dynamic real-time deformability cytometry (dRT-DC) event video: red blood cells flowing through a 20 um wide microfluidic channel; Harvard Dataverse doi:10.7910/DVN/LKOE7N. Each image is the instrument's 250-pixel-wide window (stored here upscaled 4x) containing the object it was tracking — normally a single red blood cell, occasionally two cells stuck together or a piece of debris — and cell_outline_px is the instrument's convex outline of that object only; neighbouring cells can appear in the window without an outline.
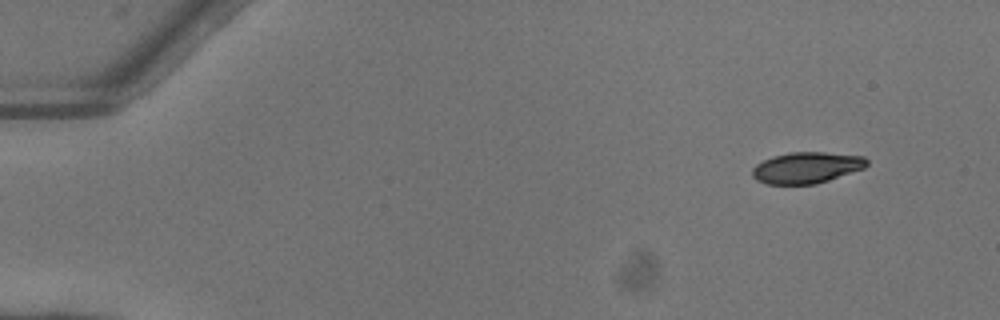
{"species": "common noctule bat (a hibernating species)", "species_latin": "Nyctalus noctula", "temperature_condition": "warm", "stored_images_in_passage": 47, "camera_frame_rate_fps": 3000, "um_per_image_px": 0.085, "animal": {"sex": "female"}, "frame": {"image": 1, "passage_image": 1, "time_ms": 0.0, "image_size_px": [1000, 320], "cell_outline_px": [[868, 164], [864, 168], [816, 184], [768, 184], [756, 180], [752, 176], [752, 168], [756, 164], [772, 156], [788, 152], [824, 152], [864, 156], [868, 160]], "centroid_in_image_um": [68.54, 14.24], "position_along_channel_um": 16.5, "area_um2": 20.87}}
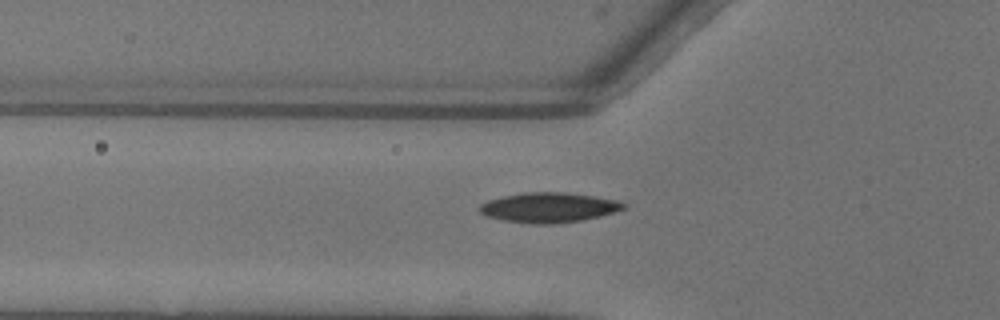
{"frame": {"image": 2, "passage_image": 15, "time_ms": 4.667, "image_size_px": [1000, 320], "cell_outline_px": [[628, 208], [616, 212], [600, 216], [580, 220], [544, 224], [540, 224], [504, 220], [484, 216], [476, 208], [480, 204], [488, 200], [500, 196], [524, 192], [564, 192], [620, 200], [628, 204]], "centroid_in_image_um": [46.65, 17.62], "position_along_channel_um": 79.1, "area_um2": 25.26}}
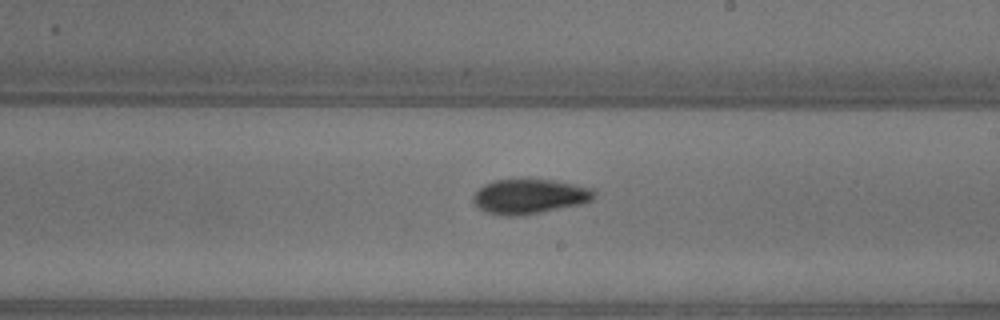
{"frame": {"image": 3, "passage_image": 27, "time_ms": 8.667, "image_size_px": [1000, 320], "cell_outline_px": [[596, 196], [592, 200], [580, 204], [540, 212], [516, 216], [504, 216], [488, 212], [480, 208], [472, 200], [472, 196], [484, 184], [492, 180], [524, 176], [556, 180], [596, 188]], "centroid_in_image_um": [45.04, 16.63], "position_along_channel_um": 244.0, "area_um2": 25.37}, "authors_computed_cell_mechanics": {"area_um2": 22.7732, "velocity_mm_per_s": 4.1015, "shape_relaxation_time_tau1_ms": 4.427, "shape_relaxation_time_tau2_ms": 4.1371, "deformation_change_tau1": 0.1647, "deformation_change_tau2": 0.086}}